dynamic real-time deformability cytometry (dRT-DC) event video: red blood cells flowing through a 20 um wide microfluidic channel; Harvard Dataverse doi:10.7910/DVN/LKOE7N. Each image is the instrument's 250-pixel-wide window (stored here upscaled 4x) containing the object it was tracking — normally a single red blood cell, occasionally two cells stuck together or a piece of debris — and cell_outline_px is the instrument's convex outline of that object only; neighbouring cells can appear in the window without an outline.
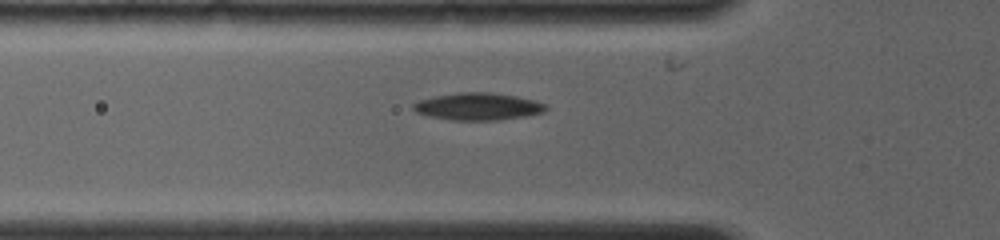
{"species": "common noctule bat (a hibernating species)", "species_latin": "Nyctalus noctula", "temperature_condition": "room temperature", "stored_images_in_passage": 26, "camera_frame_rate_fps": 4000, "um_per_image_px": 0.085, "animal": {"sex": "female", "body_mass_g": 19.0, "forearm_length_mm": 56.7}, "frame": {"image": 1, "passage_image": 6, "time_ms": 2.0, "image_size_px": [1000, 240], "cell_outline_px": [[548, 108], [544, 112], [524, 116], [500, 120], [452, 120], [428, 116], [416, 112], [412, 108], [412, 104], [420, 100], [436, 96], [460, 92], [492, 92], [516, 96], [536, 100], [548, 104]], "centroid_in_image_um": [40.67, 9.05], "position_along_channel_um": 85.1, "area_um2": 21.15}}
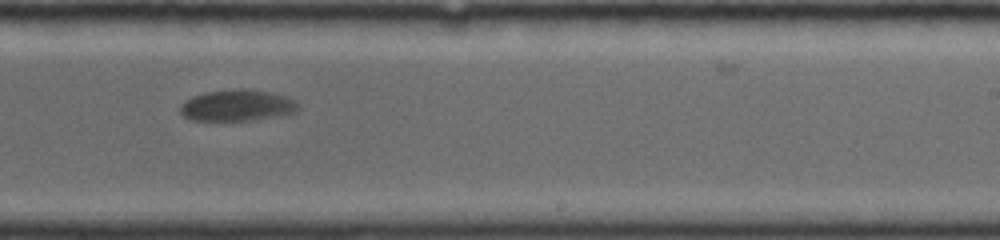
{"frame": {"image": 2, "passage_image": 17, "time_ms": 6.75, "image_size_px": [1000, 240], "cell_outline_px": [[300, 108], [296, 112], [252, 120], [188, 120], [180, 112], [180, 104], [184, 100], [192, 96], [204, 92], [236, 88], [248, 88], [268, 92], [284, 96], [296, 100]], "centroid_in_image_um": [20.12, 8.94], "position_along_channel_um": 268.9, "area_um2": 21.68}}
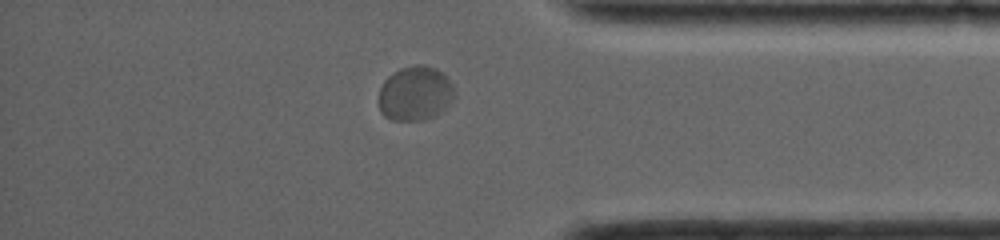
{"frame": {"image": 3, "passage_image": 25, "time_ms": 10.25, "image_size_px": [1000, 240], "cell_outline_px": [[456, 96], [452, 104], [436, 116], [424, 120], [392, 120], [384, 116], [380, 112], [380, 88], [384, 80], [392, 72], [400, 68], [416, 64], [424, 64], [436, 68], [452, 84], [456, 92]], "centroid_in_image_um": [35.33, 7.95], "position_along_channel_um": 399.9, "area_um2": 24.45}}